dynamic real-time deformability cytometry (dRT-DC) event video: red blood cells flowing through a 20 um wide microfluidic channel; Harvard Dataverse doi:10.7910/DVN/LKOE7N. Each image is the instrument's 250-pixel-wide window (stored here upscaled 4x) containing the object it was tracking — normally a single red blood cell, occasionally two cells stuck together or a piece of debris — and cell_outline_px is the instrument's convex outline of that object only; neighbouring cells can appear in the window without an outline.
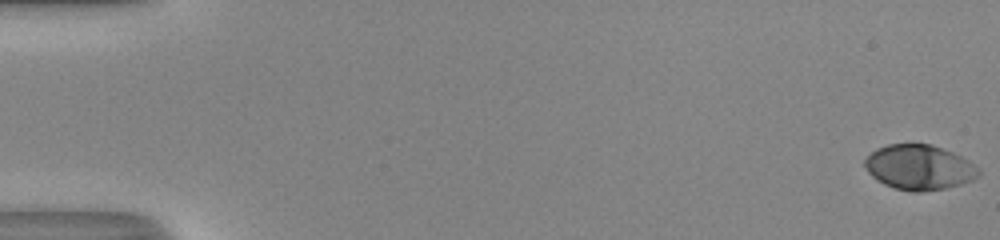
{"species": "human", "species_latin": "Homo sapiens", "temperature_condition": "room temperature", "stored_images_in_passage": 53, "camera_frame_rate_fps": 3000, "um_per_image_px": 0.085, "donor": {"sex": "male"}, "frame": {"image": 1, "passage_image": 1, "time_ms": 0.0, "image_size_px": [1000, 240], "cell_outline_px": [[980, 176], [972, 180], [960, 184], [944, 188], [924, 192], [912, 192], [896, 188], [884, 184], [876, 180], [868, 172], [864, 164], [864, 160], [876, 148], [888, 144], [932, 144], [952, 152], [968, 160], [980, 168]], "centroid_in_image_um": [78.14, 14.22], "position_along_channel_um": 6.9, "area_um2": 29.88}}
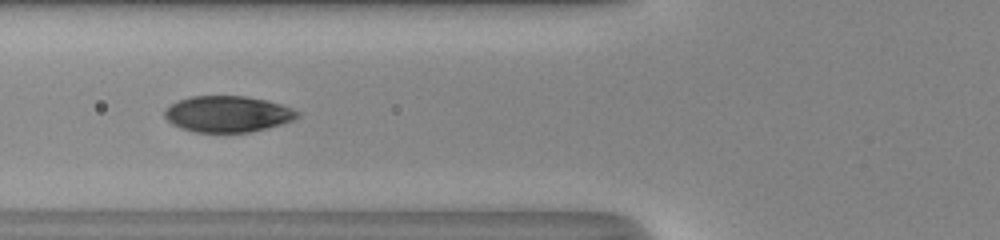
{"frame": {"image": 2, "passage_image": 22, "time_ms": 7.0, "image_size_px": [1000, 240], "cell_outline_px": [[300, 116], [292, 120], [280, 124], [248, 132], [192, 132], [180, 128], [172, 124], [164, 116], [164, 108], [176, 100], [192, 96], [244, 96], [268, 100], [292, 108], [300, 112]], "centroid_in_image_um": [19.31, 9.68], "position_along_channel_um": 106.5, "area_um2": 28.09}}
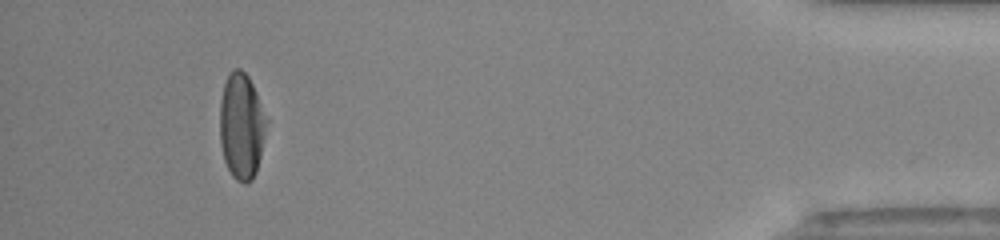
{"frame": {"image": 3, "passage_image": 49, "time_ms": 16.0, "image_size_px": [1000, 240], "cell_outline_px": [[268, 120], [260, 156], [256, 172], [252, 180], [244, 184], [236, 180], [232, 176], [224, 160], [220, 144], [220, 100], [224, 84], [228, 72], [232, 68], [240, 68], [248, 76], [256, 92]], "centroid_in_image_um": [20.52, 10.7], "position_along_channel_um": 414.7, "area_um2": 29.02}, "authors_computed_cell_mechanics": {"area_um2": 29.478, "velocity_mm_per_s": 4.1232, "shape_relaxation_time_tau1_ms": 3.3697, "shape_relaxation_time_tau2_ms": null, "deformation_change_tau1": 0.1746, "deformation_change_tau2": null}}